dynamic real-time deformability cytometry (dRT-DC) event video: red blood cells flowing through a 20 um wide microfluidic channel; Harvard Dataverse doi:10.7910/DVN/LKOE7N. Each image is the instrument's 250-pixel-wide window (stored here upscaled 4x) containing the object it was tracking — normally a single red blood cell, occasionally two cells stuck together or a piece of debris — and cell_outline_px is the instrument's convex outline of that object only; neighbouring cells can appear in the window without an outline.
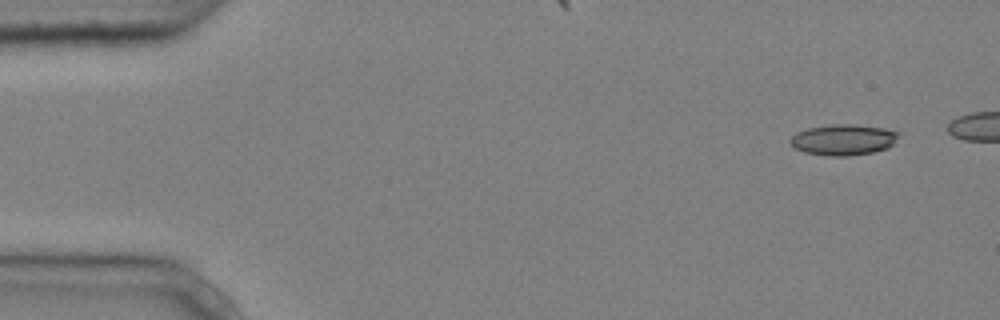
{"species": "common noctule bat (a hibernating species)", "species_latin": "Nyctalus noctula", "temperature_condition": "cold", "stored_images_in_passage": 3, "camera_frame_rate_fps": 3000, "um_per_image_px": 0.085, "animal": {"sex": "male", "body_mass_g": 20.4}, "frame": {"image": 1, "passage_image": 3, "time_ms": 0.667, "image_size_px": [1000, 320], "cell_outline_px": [[900, 132], [892, 144], [888, 148], [872, 152], [848, 156], [828, 156], [804, 152], [796, 148], [788, 140], [796, 132], [808, 128], [832, 124], [856, 124], [884, 128]], "centroid_in_image_um": [71.67, 11.87], "position_along_channel_um": 13.3, "area_um2": 19.48}}